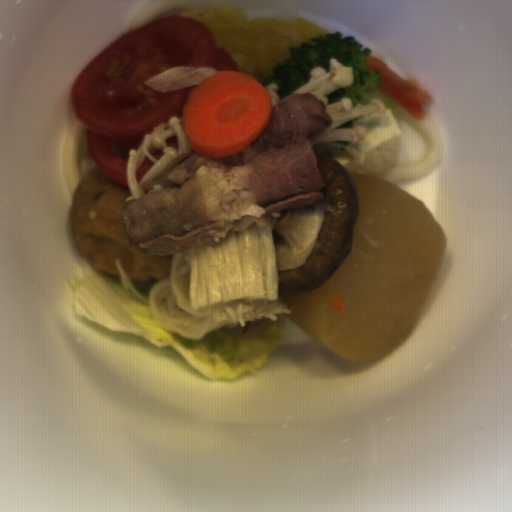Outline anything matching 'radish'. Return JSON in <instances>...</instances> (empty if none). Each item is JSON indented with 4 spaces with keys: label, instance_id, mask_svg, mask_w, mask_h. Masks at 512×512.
<instances>
[{
    "label": "radish",
    "instance_id": "1",
    "mask_svg": "<svg viewBox=\"0 0 512 512\" xmlns=\"http://www.w3.org/2000/svg\"><path fill=\"white\" fill-rule=\"evenodd\" d=\"M359 213L351 253L322 285L278 296L287 319L326 351L377 363L408 337L441 270L444 228L410 192L351 174Z\"/></svg>",
    "mask_w": 512,
    "mask_h": 512
}]
</instances>
